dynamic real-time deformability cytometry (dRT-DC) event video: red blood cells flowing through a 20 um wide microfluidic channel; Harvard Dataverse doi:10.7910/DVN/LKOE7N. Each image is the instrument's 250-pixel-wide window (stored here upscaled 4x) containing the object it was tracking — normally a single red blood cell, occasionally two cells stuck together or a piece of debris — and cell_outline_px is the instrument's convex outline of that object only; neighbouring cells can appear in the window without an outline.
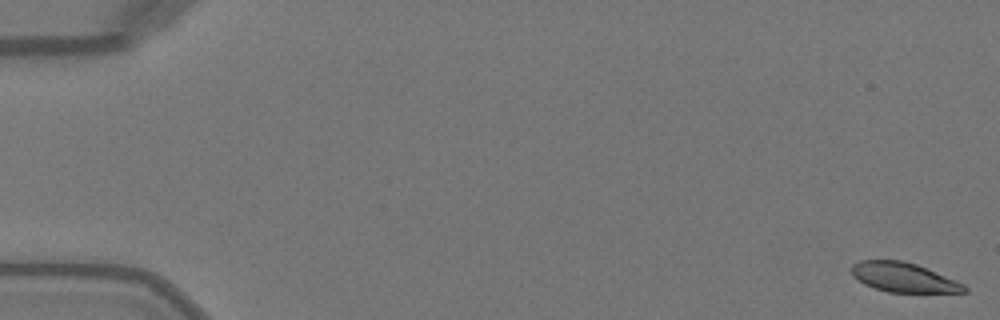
{"species": "Egyptian fruit bat (a non-hibernating species)", "species_latin": "Rousettus aegyptiacus", "temperature_condition": "warm", "stored_images_in_passage": 51, "camera_frame_rate_fps": 3000, "um_per_image_px": 0.085, "animal": {"sex": "female"}, "frame": {"image": 1, "passage_image": 1, "time_ms": 0.0, "image_size_px": [1000, 320], "cell_outline_px": [[968, 292], [888, 292], [864, 284], [852, 276], [852, 264], [860, 260], [900, 260], [916, 264], [956, 280], [964, 284], [968, 288]], "centroid_in_image_um": [76.8, 23.57], "position_along_channel_um": 8.2, "area_um2": 19.25}}
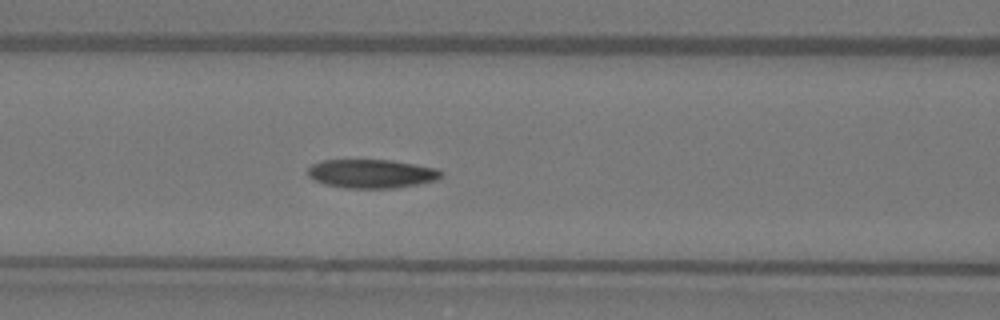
{"frame": {"image": 2, "passage_image": 22, "time_ms": 7.0, "image_size_px": [1000, 320], "cell_outline_px": [[444, 172], [436, 180], [396, 188], [348, 188], [324, 184], [312, 180], [308, 176], [308, 168], [312, 164], [320, 160], [392, 160], [416, 164], [436, 168]], "centroid_in_image_um": [31.55, 14.76], "position_along_channel_um": 135.0, "area_um2": 22.43}}
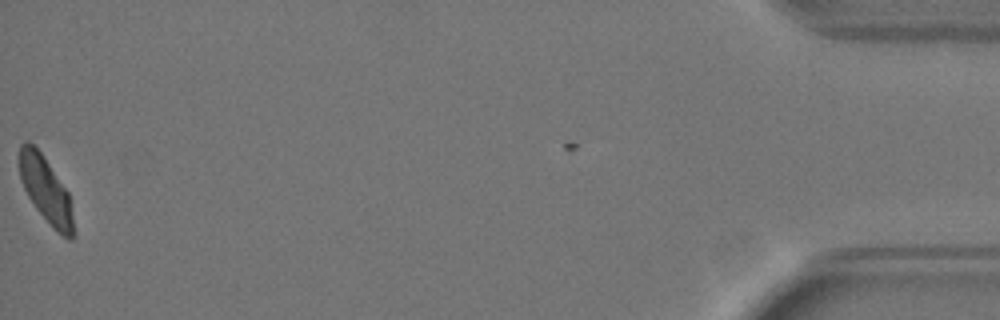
{"frame": {"image": 3, "passage_image": 51, "time_ms": 16.667, "image_size_px": [1000, 320], "cell_outline_px": [[72, 240], [68, 240], [56, 232], [52, 228], [36, 208], [28, 196], [20, 180], [20, 144], [24, 140], [28, 140], [40, 152], [68, 192], [72, 216]], "centroid_in_image_um": [3.87, 16.15], "position_along_channel_um": 431.3, "area_um2": 20.29}, "authors_computed_cell_mechanics": {"area_um2": 21.7906, "velocity_mm_per_s": 4.0493, "shape_relaxation_time_tau1_ms": 4.6821, "shape_relaxation_time_tau2_ms": 3.1031, "deformation_change_tau1": 0.1632, "deformation_change_tau2": 0.0744}}